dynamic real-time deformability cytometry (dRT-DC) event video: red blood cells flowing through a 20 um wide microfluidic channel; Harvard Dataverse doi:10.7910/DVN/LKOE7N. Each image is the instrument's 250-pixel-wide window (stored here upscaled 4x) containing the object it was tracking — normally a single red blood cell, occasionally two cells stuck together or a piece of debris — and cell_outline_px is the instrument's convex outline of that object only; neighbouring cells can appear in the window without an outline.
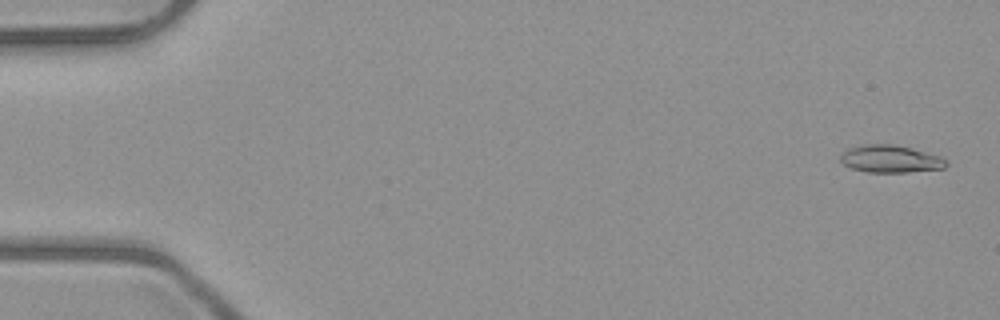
{"species": "common noctule bat (a hibernating species)", "species_latin": "Nyctalus noctula", "temperature_condition": "room temperature", "stored_images_in_passage": 5, "camera_frame_rate_fps": 3000, "um_per_image_px": 0.085, "animal": {"sex": "male", "body_mass_g": 23.1, "forearm_length_mm": 52.7}, "frame": {"image": 1, "passage_image": 1, "time_ms": 0.0, "image_size_px": [1000, 320], "cell_outline_px": [[948, 164], [944, 168], [908, 172], [868, 172], [852, 168], [844, 164], [840, 160], [840, 156], [848, 148], [864, 144], [888, 144], [908, 148], [940, 156], [948, 160]], "centroid_in_image_um": [75.69, 13.52], "position_along_channel_um": 9.3, "area_um2": 16.65}}
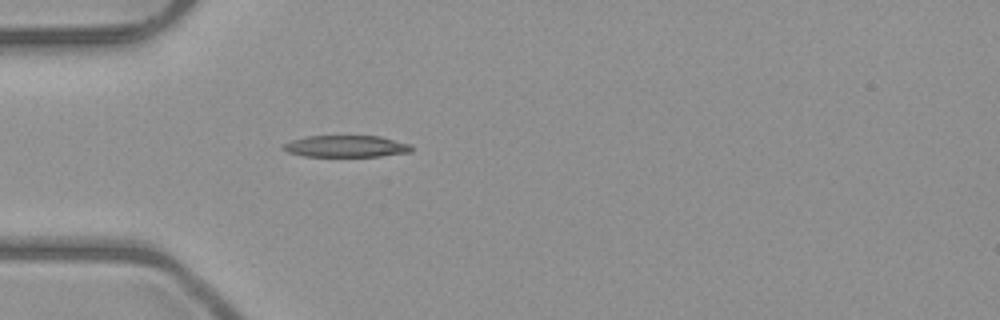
{"frame": {"image": 2, "passage_image": 5, "time_ms": 4.667, "image_size_px": [1000, 320], "cell_outline_px": [[412, 152], [380, 156], [304, 156], [288, 152], [280, 148], [280, 144], [304, 136], [380, 136], [412, 144]], "centroid_in_image_um": [29.4, 12.43], "position_along_channel_um": 55.6, "area_um2": 16.42}}